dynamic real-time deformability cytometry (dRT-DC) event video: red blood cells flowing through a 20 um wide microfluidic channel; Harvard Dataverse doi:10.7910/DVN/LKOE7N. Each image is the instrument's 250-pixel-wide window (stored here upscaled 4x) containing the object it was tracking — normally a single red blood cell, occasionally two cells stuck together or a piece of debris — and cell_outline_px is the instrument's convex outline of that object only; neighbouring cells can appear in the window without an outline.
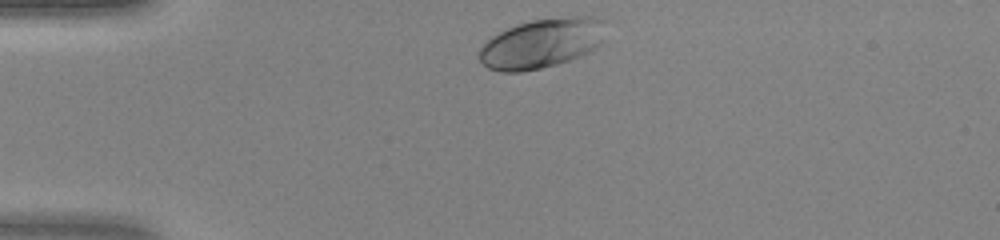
{"species": "human", "species_latin": "Homo sapiens", "temperature_condition": "warm", "stored_images_in_passage": 29, "camera_frame_rate_fps": 3000, "um_per_image_px": 0.085, "donor": {"sex": "female"}, "frame": {"image": 1, "passage_image": 1, "time_ms": 0.0, "image_size_px": [1000, 240], "cell_outline_px": [[604, 20], [600, 44], [596, 48], [580, 56], [556, 64], [540, 68], [520, 72], [500, 72], [488, 68], [480, 60], [480, 48], [492, 36], [516, 24], [532, 20], [576, 16], [596, 16]], "centroid_in_image_um": [46.03, 3.68], "position_along_channel_um": 39.0, "area_um2": 36.13}}
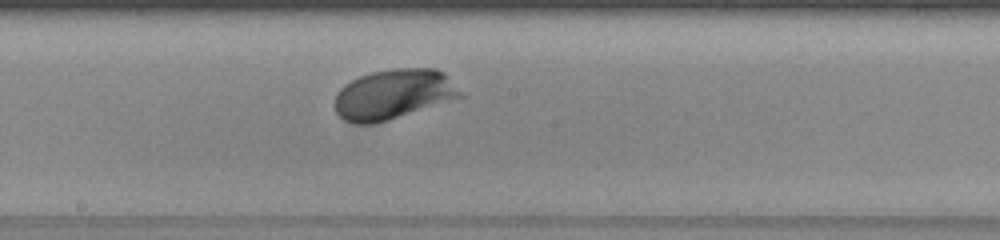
{"frame": {"image": 2, "passage_image": 16, "time_ms": 5.0, "image_size_px": [1000, 240], "cell_outline_px": [[464, 96], [372, 124], [352, 124], [344, 120], [336, 112], [336, 92], [344, 84], [360, 76], [372, 72], [392, 68], [436, 68], [444, 72]], "centroid_in_image_um": [33.41, 7.99], "position_along_channel_um": 214.8, "area_um2": 36.13}}
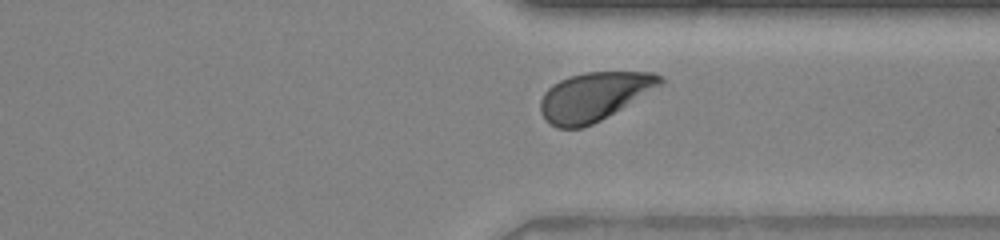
{"frame": {"image": 3, "passage_image": 26, "time_ms": 8.333, "image_size_px": [1000, 240], "cell_outline_px": [[664, 84], [600, 120], [584, 128], [556, 128], [548, 124], [540, 112], [540, 100], [544, 92], [552, 84], [568, 76], [584, 72], [652, 72], [660, 76], [664, 80]], "centroid_in_image_um": [50.46, 8.2], "position_along_channel_um": 360.9, "area_um2": 33.93}}